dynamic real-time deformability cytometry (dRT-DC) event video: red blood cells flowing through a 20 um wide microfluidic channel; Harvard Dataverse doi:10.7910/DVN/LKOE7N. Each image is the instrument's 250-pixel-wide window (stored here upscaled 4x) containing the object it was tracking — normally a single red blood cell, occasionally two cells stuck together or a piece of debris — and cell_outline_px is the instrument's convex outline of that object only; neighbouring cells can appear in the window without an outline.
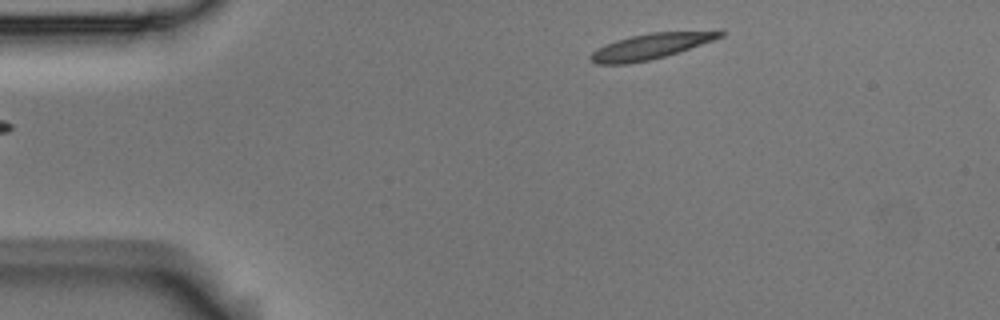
{"species": "Egyptian fruit bat (a non-hibernating species)", "species_latin": "Rousettus aegyptiacus", "temperature_condition": "room temperature", "stored_images_in_passage": 2, "camera_frame_rate_fps": 3000, "um_per_image_px": 0.085, "animal": {"sex": "male"}, "frame": {"image": 1, "passage_image": 2, "time_ms": 0.333, "image_size_px": [1000, 320], "cell_outline_px": [[724, 36], [664, 56], [648, 60], [628, 64], [596, 64], [588, 56], [596, 48], [604, 44], [616, 40], [632, 36], [652, 32], [724, 32]], "centroid_in_image_um": [55.15, 3.96], "position_along_channel_um": 29.8, "area_um2": 18.61}}